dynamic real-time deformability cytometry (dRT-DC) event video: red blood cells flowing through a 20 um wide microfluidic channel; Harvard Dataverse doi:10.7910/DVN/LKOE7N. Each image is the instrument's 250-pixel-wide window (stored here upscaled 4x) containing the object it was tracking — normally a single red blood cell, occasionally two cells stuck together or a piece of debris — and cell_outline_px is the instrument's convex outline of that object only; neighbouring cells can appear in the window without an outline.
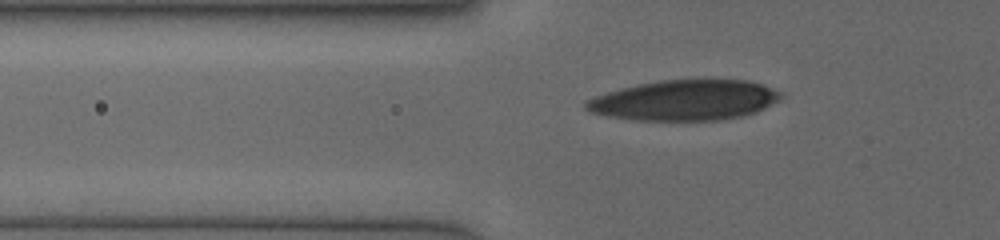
{"species": "human", "species_latin": "Homo sapiens", "temperature_condition": "cold", "stored_images_in_passage": 4, "segment_of_instrument_passage": [2, 2], "camera_frame_rate_fps": 3000, "um_per_image_px": 0.085, "donor": {"sex": "female"}, "frame": {"image": 1, "passage_image": 4, "time_ms": 3.667, "image_size_px": [1000, 240], "cell_outline_px": [[784, 96], [780, 100], [756, 112], [744, 116], [720, 120], [636, 120], [612, 116], [592, 112], [584, 108], [584, 100], [620, 88], [660, 80], [704, 76], [748, 80], [784, 92]], "centroid_in_image_um": [58.29, 8.47], "position_along_channel_um": 67.5, "area_um2": 46.99}}